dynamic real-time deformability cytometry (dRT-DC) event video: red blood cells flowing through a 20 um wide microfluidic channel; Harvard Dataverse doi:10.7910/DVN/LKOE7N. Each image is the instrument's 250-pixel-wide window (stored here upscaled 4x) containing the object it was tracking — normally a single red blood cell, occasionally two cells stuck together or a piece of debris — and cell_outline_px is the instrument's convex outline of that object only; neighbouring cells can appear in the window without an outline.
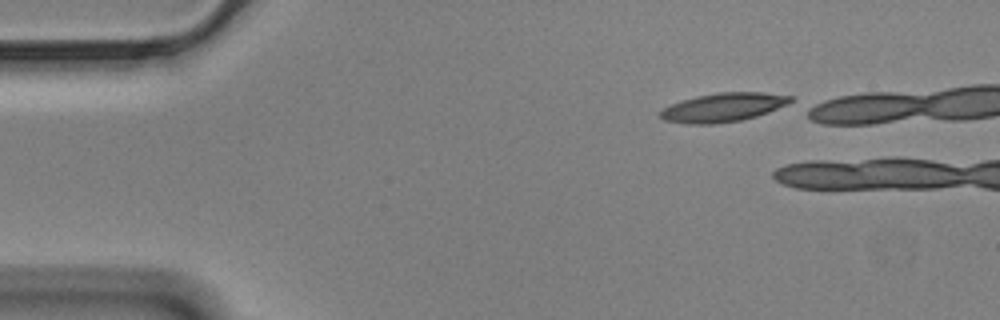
{"species": "Egyptian fruit bat (a non-hibernating species)", "species_latin": "Rousettus aegyptiacus", "temperature_condition": "cold", "stored_images_in_passage": 5, "camera_frame_rate_fps": 3000, "um_per_image_px": 0.085, "animal": {"sex": "male"}, "frame": {"image": 1, "passage_image": 1, "time_ms": 0.0, "image_size_px": [1000, 320], "cell_outline_px": [[792, 100], [788, 104], [768, 112], [756, 116], [740, 120], [712, 124], [684, 124], [664, 120], [660, 116], [660, 112], [664, 108], [672, 104], [696, 96], [716, 92], [760, 92], [792, 96]], "centroid_in_image_um": [61.47, 9.12], "position_along_channel_um": 23.5, "area_um2": 21.68}}